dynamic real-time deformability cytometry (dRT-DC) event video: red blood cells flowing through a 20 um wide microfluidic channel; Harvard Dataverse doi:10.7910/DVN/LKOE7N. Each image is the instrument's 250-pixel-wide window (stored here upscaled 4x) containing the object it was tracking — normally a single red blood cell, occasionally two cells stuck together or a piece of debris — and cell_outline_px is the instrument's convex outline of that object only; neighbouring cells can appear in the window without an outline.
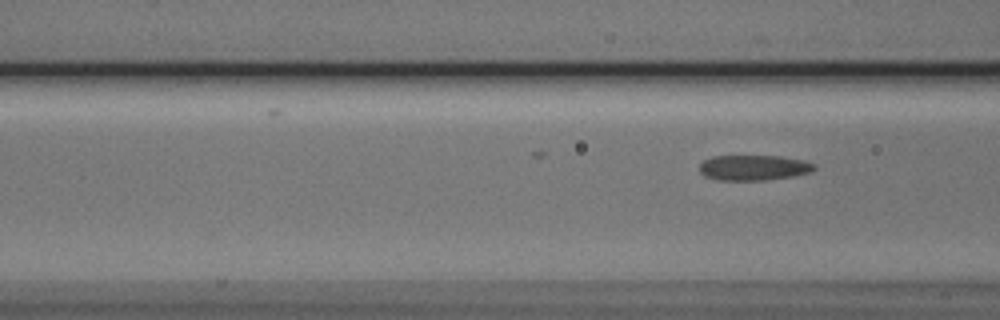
{"species": "Egyptian fruit bat (a non-hibernating species)", "species_latin": "Rousettus aegyptiacus", "temperature_condition": "cold", "stored_images_in_passage": 3, "camera_frame_rate_fps": 3000, "um_per_image_px": 0.085, "animal": {"sex": "male"}, "frame": {"image": 1, "passage_image": 3, "time_ms": 3.0, "image_size_px": [1000, 320], "cell_outline_px": [[816, 168], [812, 172], [792, 176], [764, 180], [720, 180], [704, 176], [700, 172], [700, 164], [704, 160], [712, 156], [780, 156], [804, 160], [816, 164]], "centroid_in_image_um": [64.08, 14.25], "position_along_channel_um": 102.5, "area_um2": 16.99}}